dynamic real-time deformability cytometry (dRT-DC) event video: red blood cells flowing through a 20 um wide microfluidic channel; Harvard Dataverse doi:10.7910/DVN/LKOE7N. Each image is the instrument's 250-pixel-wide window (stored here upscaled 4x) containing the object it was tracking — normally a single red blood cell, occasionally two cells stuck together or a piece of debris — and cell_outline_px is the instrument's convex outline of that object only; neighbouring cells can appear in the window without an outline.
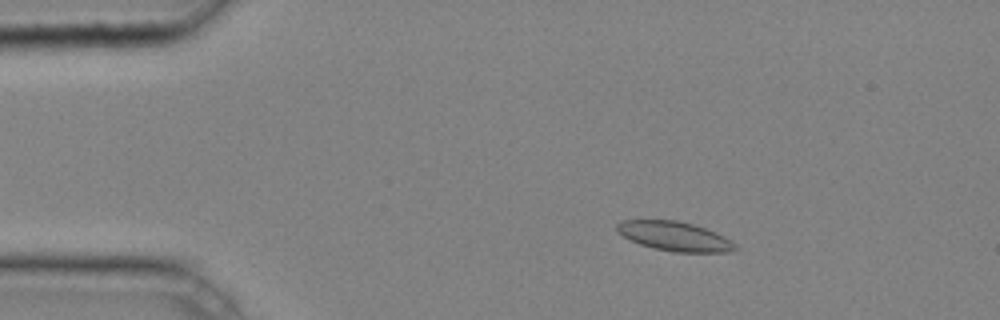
{"species": "common noctule bat (a hibernating species)", "species_latin": "Nyctalus noctula", "temperature_condition": "cold", "stored_images_in_passage": 38, "camera_frame_rate_fps": 3000, "um_per_image_px": 0.085, "animal": {"sex": "male", "body_mass_g": 20.4}, "frame": {"image": 1, "passage_image": 1, "time_ms": 0.0, "image_size_px": [1000, 320], "cell_outline_px": [[740, 248], [728, 252], [676, 252], [652, 248], [640, 244], [616, 232], [616, 224], [620, 220], [676, 220], [692, 224], [716, 232], [732, 240]], "centroid_in_image_um": [57.35, 20.08], "position_along_channel_um": 27.6, "area_um2": 20.29}}
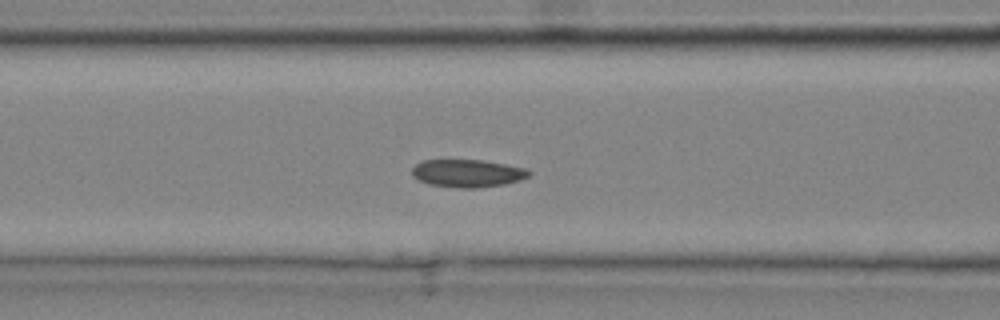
{"frame": {"image": 2, "passage_image": 12, "time_ms": 3.667, "image_size_px": [1000, 320], "cell_outline_px": [[532, 172], [528, 176], [520, 180], [504, 184], [476, 188], [460, 188], [428, 184], [412, 176], [412, 168], [416, 164], [424, 160], [484, 160], [528, 168]], "centroid_in_image_um": [39.76, 14.72], "position_along_channel_um": 126.8, "area_um2": 18.96}}
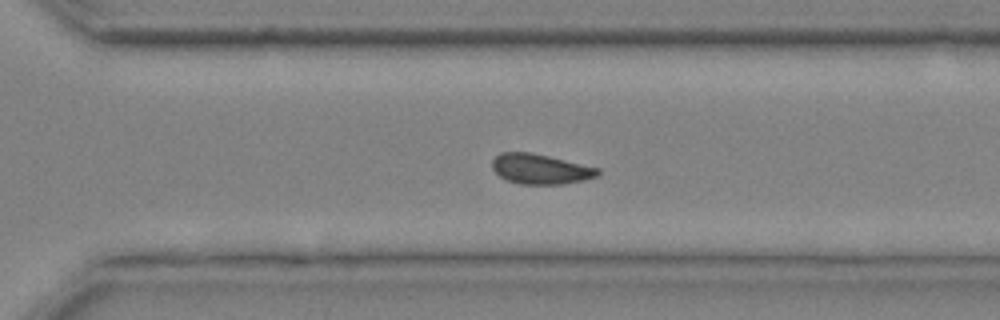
{"frame": {"image": 3, "passage_image": 26, "time_ms": 8.333, "image_size_px": [1000, 320], "cell_outline_px": [[600, 172], [596, 176], [584, 180], [560, 184], [520, 184], [508, 180], [500, 176], [492, 168], [492, 160], [500, 152], [532, 152], [600, 168]], "centroid_in_image_um": [45.93, 14.35], "position_along_channel_um": 324.7, "area_um2": 18.44}, "authors_computed_cell_mechanics": {"area_um2": 18.496, "velocity_mm_per_s": 4.2387, "shape_relaxation_time_tau1_ms": null, "shape_relaxation_time_tau2_ms": 4.7004, "deformation_change_tau1": null, "deformation_change_tau2": 0.0766}}